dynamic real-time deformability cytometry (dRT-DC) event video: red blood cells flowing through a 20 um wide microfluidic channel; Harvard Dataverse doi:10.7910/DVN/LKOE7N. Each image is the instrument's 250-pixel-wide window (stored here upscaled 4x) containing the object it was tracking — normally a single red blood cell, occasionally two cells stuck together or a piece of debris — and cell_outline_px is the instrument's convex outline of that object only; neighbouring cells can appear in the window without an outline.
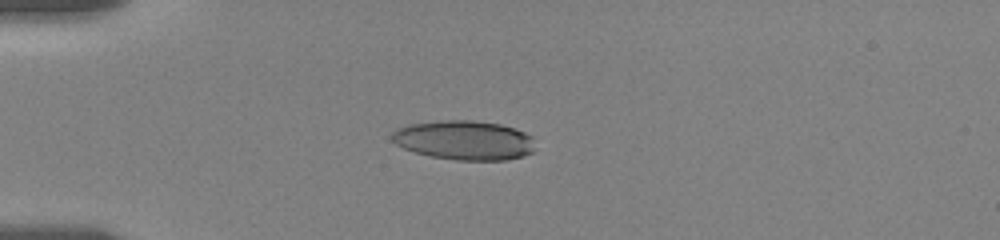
{"species": "human", "species_latin": "Homo sapiens", "temperature_condition": "room temperature", "stored_images_in_passage": 13, "camera_frame_rate_fps": 3000, "um_per_image_px": 0.085, "donor": {"sex": "female"}, "frame": {"image": 1, "passage_image": 8, "time_ms": 4.333, "image_size_px": [1000, 240], "cell_outline_px": [[532, 152], [524, 156], [504, 160], [456, 160], [432, 156], [416, 152], [404, 148], [396, 144], [392, 140], [392, 132], [396, 128], [408, 124], [444, 120], [472, 120], [500, 124], [516, 128], [532, 136]], "centroid_in_image_um": [39.45, 11.91], "position_along_channel_um": 45.6, "area_um2": 32.77}}
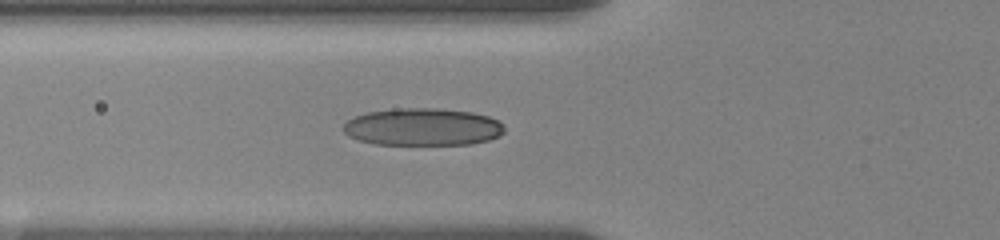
{"frame": {"image": 2, "passage_image": 11, "time_ms": 6.333, "image_size_px": [1000, 240], "cell_outline_px": [[504, 132], [500, 136], [488, 140], [472, 144], [376, 144], [360, 140], [348, 136], [344, 132], [344, 124], [348, 120], [356, 116], [368, 112], [396, 108], [436, 108], [472, 112], [488, 116], [500, 120], [504, 124]], "centroid_in_image_um": [35.98, 10.78], "position_along_channel_um": 89.8, "area_um2": 35.14}}
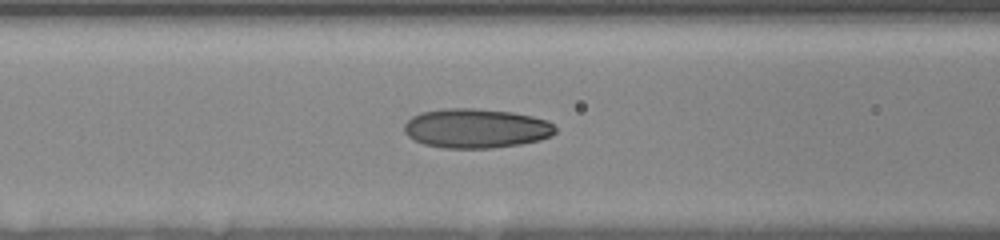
{"frame": {"image": 3, "passage_image": 13, "time_ms": 7.333, "image_size_px": [1000, 240], "cell_outline_px": [[556, 132], [552, 136], [540, 140], [520, 144], [492, 148], [444, 148], [424, 144], [408, 136], [404, 132], [404, 124], [412, 116], [420, 112], [444, 108], [476, 108], [512, 112], [532, 116], [548, 120], [556, 128]], "centroid_in_image_um": [40.47, 10.9], "position_along_channel_um": 126.1, "area_um2": 34.91}}